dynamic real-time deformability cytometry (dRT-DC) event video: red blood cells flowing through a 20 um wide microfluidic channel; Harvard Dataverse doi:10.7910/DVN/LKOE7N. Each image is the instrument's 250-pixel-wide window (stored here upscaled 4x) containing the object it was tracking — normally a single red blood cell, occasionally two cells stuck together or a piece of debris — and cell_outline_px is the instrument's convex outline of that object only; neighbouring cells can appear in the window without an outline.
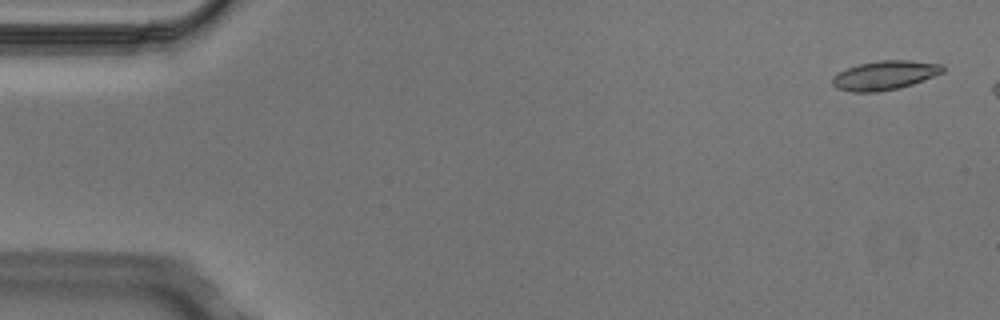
{"species": "Egyptian fruit bat (a non-hibernating species)", "species_latin": "Rousettus aegyptiacus", "temperature_condition": "cold", "stored_images_in_passage": 6, "camera_frame_rate_fps": 3000, "um_per_image_px": 0.085, "animal": {"sex": "male"}, "frame": {"image": 1, "passage_image": 1, "time_ms": 0.0, "image_size_px": [1000, 320], "cell_outline_px": [[944, 72], [924, 80], [900, 88], [876, 92], [852, 92], [836, 88], [832, 84], [832, 76], [848, 68], [860, 64], [880, 60], [912, 60], [944, 64]], "centroid_in_image_um": [75.23, 6.4], "position_along_channel_um": 9.8, "area_um2": 18.79}}